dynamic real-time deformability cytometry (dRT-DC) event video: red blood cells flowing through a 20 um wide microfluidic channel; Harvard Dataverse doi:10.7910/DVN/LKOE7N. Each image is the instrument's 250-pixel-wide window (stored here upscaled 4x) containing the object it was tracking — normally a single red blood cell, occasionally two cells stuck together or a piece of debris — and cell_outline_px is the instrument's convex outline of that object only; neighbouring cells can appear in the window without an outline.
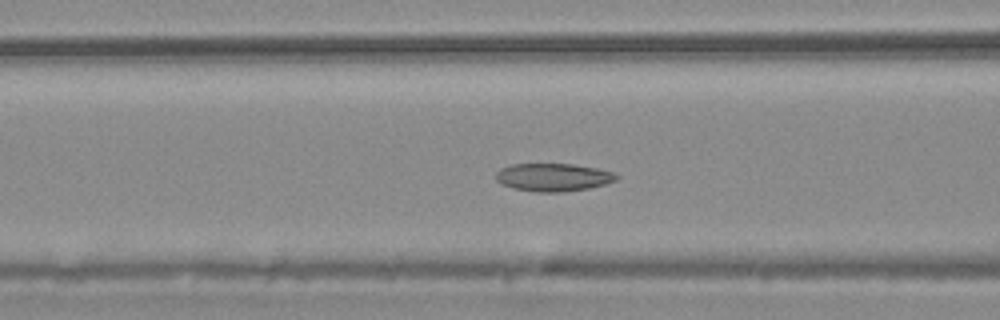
{"species": "common noctule bat (a hibernating species)", "species_latin": "Nyctalus noctula", "temperature_condition": "warm", "stored_images_in_passage": 53, "camera_frame_rate_fps": 3000, "um_per_image_px": 0.085, "animal": {"sex": "male", "body_mass_g": 20.4}, "frame": {"image": 1, "passage_image": 22, "time_ms": 7.0, "image_size_px": [1000, 320], "cell_outline_px": [[620, 176], [616, 180], [604, 184], [588, 188], [564, 192], [536, 192], [512, 188], [500, 184], [496, 180], [496, 172], [500, 168], [512, 164], [572, 164], [596, 168], [612, 172]], "centroid_in_image_um": [46.98, 15.07], "position_along_channel_um": 119.6, "area_um2": 19.65}}
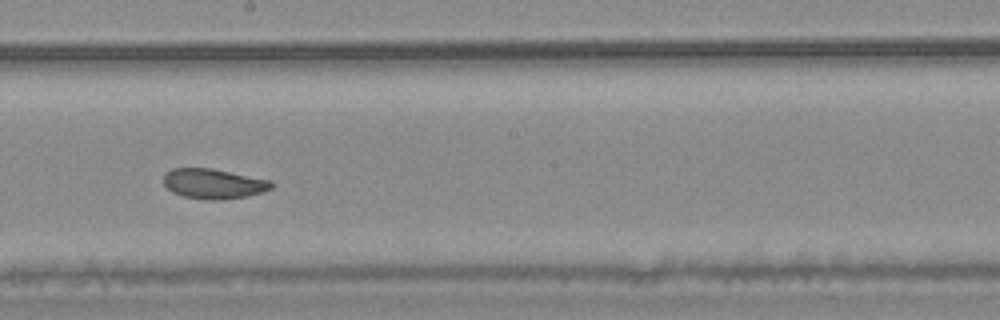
{"frame": {"image": 2, "passage_image": 31, "time_ms": 10.0, "image_size_px": [1000, 320], "cell_outline_px": [[276, 184], [272, 188], [264, 192], [248, 196], [216, 200], [208, 200], [184, 196], [172, 192], [164, 184], [164, 172], [172, 168], [212, 168], [272, 180]], "centroid_in_image_um": [18.19, 15.61], "position_along_channel_um": 230.0, "area_um2": 19.07}}
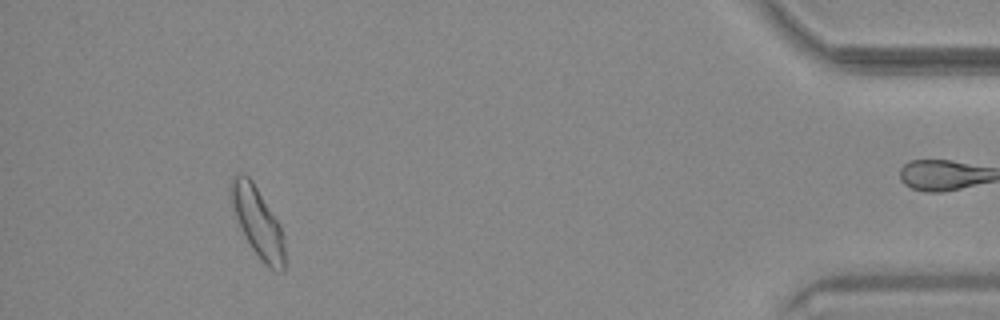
{"frame": {"image": 3, "passage_image": 51, "time_ms": 16.667, "image_size_px": [1000, 320], "cell_outline_px": [[284, 272], [276, 272], [268, 268], [260, 260], [244, 236], [240, 228], [232, 208], [228, 192], [228, 184], [232, 176], [240, 172], [244, 172], [252, 180], [280, 224], [284, 236]], "centroid_in_image_um": [21.87, 18.85], "position_along_channel_um": 413.3, "area_um2": 22.43}, "authors_computed_cell_mechanics": {"area_um2": 20.3456, "velocity_mm_per_s": 3.6805, "shape_relaxation_time_tau1_ms": 4.9815, "shape_relaxation_time_tau2_ms": 3.7741, "deformation_change_tau1": 0.0877, "deformation_change_tau2": 0.0864}}